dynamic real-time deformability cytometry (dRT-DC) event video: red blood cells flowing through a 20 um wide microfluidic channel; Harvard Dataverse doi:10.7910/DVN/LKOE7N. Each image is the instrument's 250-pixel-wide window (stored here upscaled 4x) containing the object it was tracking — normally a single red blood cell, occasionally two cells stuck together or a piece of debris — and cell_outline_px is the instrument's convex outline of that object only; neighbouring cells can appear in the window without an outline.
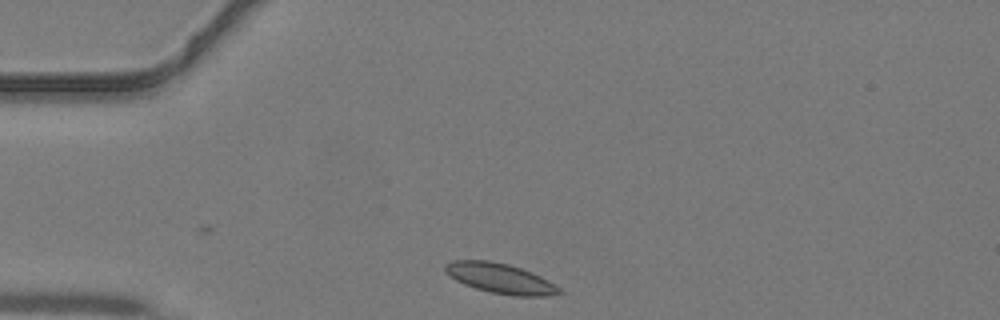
{"species": "common noctule bat (a hibernating species)", "species_latin": "Nyctalus noctula", "temperature_condition": "warm", "stored_images_in_passage": 29, "camera_frame_rate_fps": 3000, "um_per_image_px": 0.085, "animal": {"sex": "male", "body_mass_g": 19.2, "forearm_length_mm": 51.8}, "frame": {"image": 1, "passage_image": 1, "time_ms": 0.0, "image_size_px": [1000, 320], "cell_outline_px": [[564, 292], [548, 296], [512, 296], [492, 292], [476, 288], [464, 284], [456, 280], [444, 268], [444, 264], [452, 260], [488, 260], [508, 264], [532, 272], [548, 280], [560, 288]], "centroid_in_image_um": [42.55, 23.66], "position_along_channel_um": 42.4, "area_um2": 19.83}}
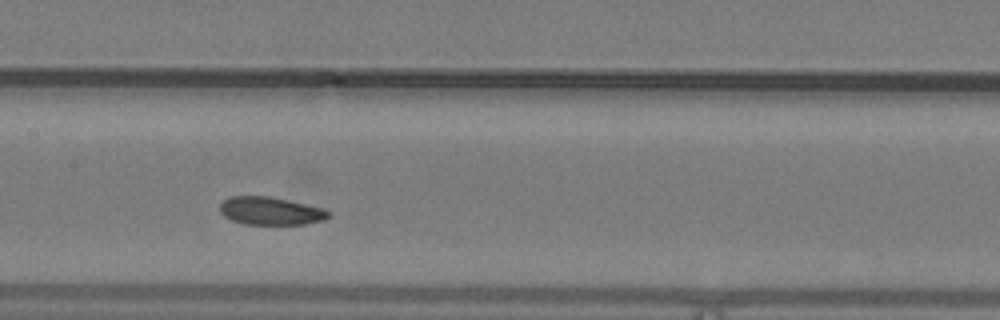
{"frame": {"image": 2, "passage_image": 12, "time_ms": 3.667, "image_size_px": [1000, 320], "cell_outline_px": [[332, 216], [324, 220], [304, 224], [244, 224], [232, 220], [224, 216], [220, 212], [220, 204], [228, 196], [268, 196], [324, 208], [332, 212]], "centroid_in_image_um": [23.02, 17.93], "position_along_channel_um": 184.4, "area_um2": 17.74}}
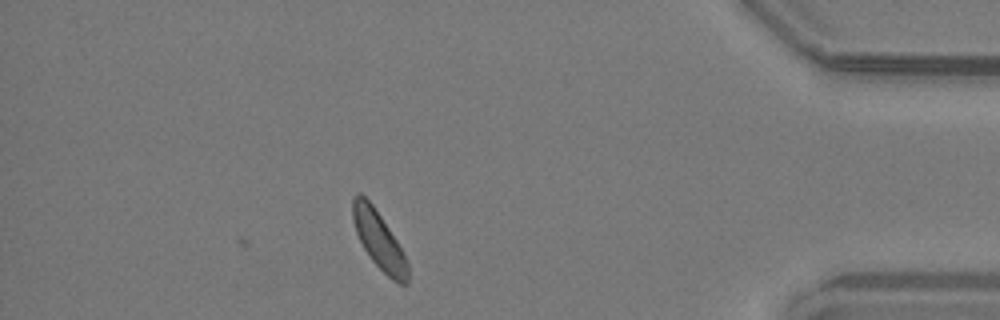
{"frame": {"image": 3, "passage_image": 29, "time_ms": 9.333, "image_size_px": [1000, 320], "cell_outline_px": [[408, 284], [400, 284], [392, 280], [372, 260], [364, 248], [356, 232], [352, 220], [352, 196], [356, 192], [360, 192], [372, 204], [396, 240], [408, 264]], "centroid_in_image_um": [32.18, 20.39], "position_along_channel_um": 403.0, "area_um2": 18.15}}